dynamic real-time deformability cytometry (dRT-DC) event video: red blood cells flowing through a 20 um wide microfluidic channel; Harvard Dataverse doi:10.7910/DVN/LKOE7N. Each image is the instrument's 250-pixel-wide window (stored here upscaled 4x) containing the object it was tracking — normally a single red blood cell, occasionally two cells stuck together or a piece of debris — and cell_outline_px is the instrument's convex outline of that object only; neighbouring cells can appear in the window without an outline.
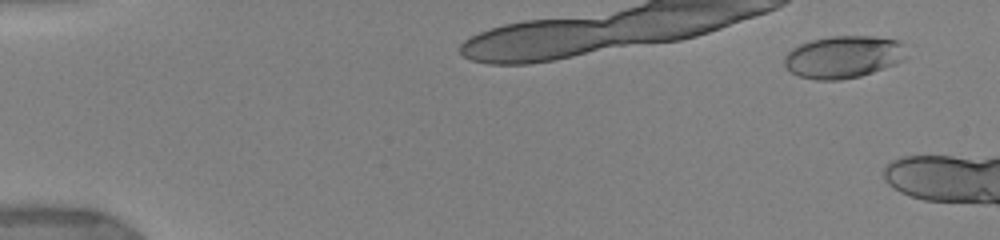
{"species": "human", "species_latin": "Homo sapiens", "temperature_condition": "warm", "stored_images_in_passage": 15, "camera_frame_rate_fps": 3000, "um_per_image_px": 0.085, "donor": {"sex": "female"}, "frame": {"image": 1, "passage_image": 5, "time_ms": 1.0, "image_size_px": [1000, 240], "cell_outline_px": [[908, 56], [904, 60], [896, 64], [860, 76], [840, 80], [816, 80], [800, 76], [792, 72], [784, 64], [784, 56], [792, 48], [800, 44], [812, 40], [832, 36], [872, 36], [900, 40], [904, 44]], "centroid_in_image_um": [71.74, 4.83], "position_along_channel_um": 13.3, "area_um2": 30.29}}